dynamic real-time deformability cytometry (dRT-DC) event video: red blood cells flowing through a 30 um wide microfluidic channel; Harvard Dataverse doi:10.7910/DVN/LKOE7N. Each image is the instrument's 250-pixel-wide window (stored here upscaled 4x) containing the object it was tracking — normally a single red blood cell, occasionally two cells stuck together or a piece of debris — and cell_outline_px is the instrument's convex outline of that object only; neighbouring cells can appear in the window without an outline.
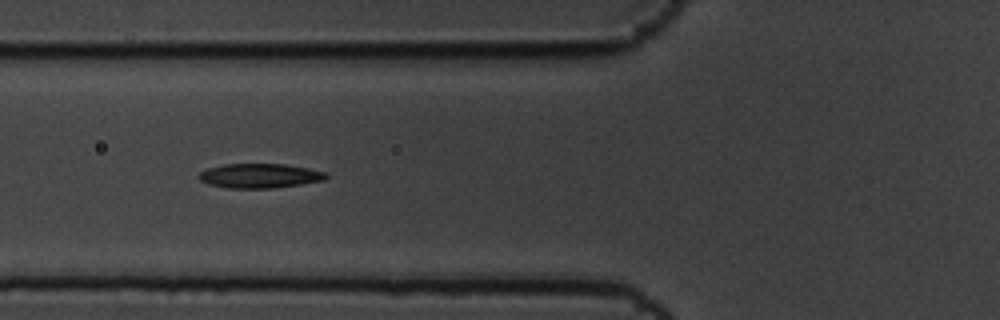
{"species": "common noctule bat (a hibernating species)", "species_latin": "Nyctalus noctula", "temperature_condition": "cold", "stored_images_in_passage": 9, "camera_frame_rate_fps": 3000, "um_per_image_px": 0.085, "animal": {"sex": "male", "body_mass_g": 19.5, "forearm_length_mm": 54.6}, "frame": {"image": 1, "passage_image": 6, "time_ms": 1.667, "image_size_px": [1000, 320], "cell_outline_px": [[328, 176], [324, 180], [300, 184], [272, 188], [228, 188], [208, 184], [200, 180], [196, 176], [200, 172], [208, 168], [224, 164], [284, 164], [308, 168], [328, 172]], "centroid_in_image_um": [22.07, 14.94], "position_along_channel_um": 103.7, "area_um2": 18.15}}
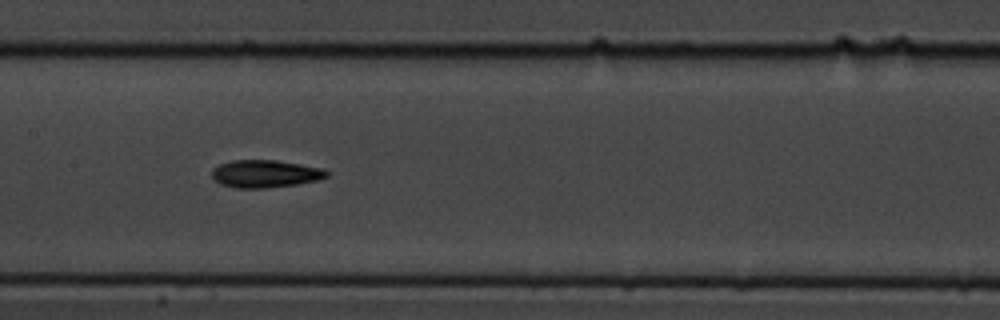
{"frame": {"image": 2, "passage_image": 8, "time_ms": 2.333, "image_size_px": [1000, 320], "cell_outline_px": [[328, 176], [316, 180], [296, 184], [268, 188], [236, 188], [220, 184], [212, 176], [212, 168], [220, 164], [232, 160], [276, 160], [324, 168], [328, 172]], "centroid_in_image_um": [22.53, 14.76], "position_along_channel_um": 184.9, "area_um2": 18.44}}
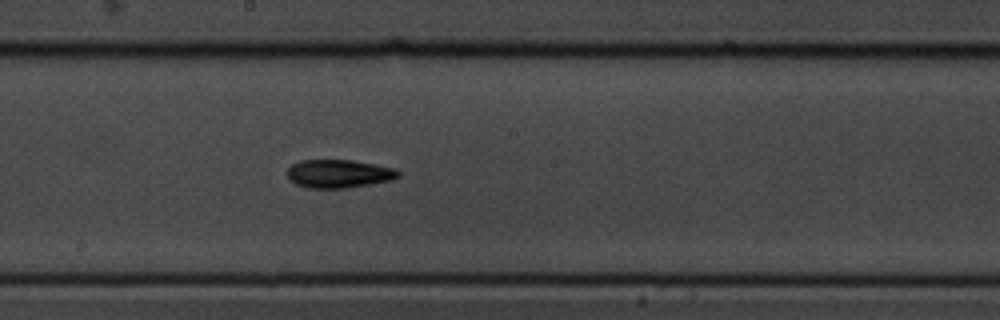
{"frame": {"image": 3, "passage_image": 9, "time_ms": 2.667, "image_size_px": [1000, 320], "cell_outline_px": [[400, 176], [392, 180], [348, 188], [308, 188], [296, 184], [288, 176], [288, 168], [292, 164], [300, 160], [352, 160], [376, 164], [396, 168], [400, 172]], "centroid_in_image_um": [28.84, 14.76], "position_along_channel_um": 219.4, "area_um2": 18.38}}